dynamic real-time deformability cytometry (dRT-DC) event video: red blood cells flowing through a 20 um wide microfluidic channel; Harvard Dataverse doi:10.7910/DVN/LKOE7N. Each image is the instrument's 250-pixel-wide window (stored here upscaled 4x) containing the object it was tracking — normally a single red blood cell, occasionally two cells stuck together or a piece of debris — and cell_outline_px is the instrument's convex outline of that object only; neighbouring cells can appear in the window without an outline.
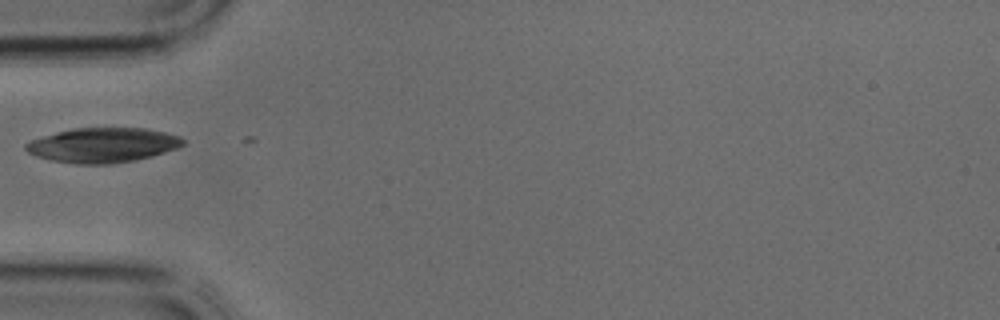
{"species": "common noctule bat (a hibernating species)", "species_latin": "Nyctalus noctula", "temperature_condition": "cold", "stored_images_in_passage": 20, "camera_frame_rate_fps": 3000, "um_per_image_px": 0.085, "animal": {"sex": "male", "body_mass_g": 17.9, "forearm_length_mm": 54.2}, "frame": {"image": 1, "passage_image": 1, "time_ms": 0.0, "image_size_px": [1000, 320], "cell_outline_px": [[184, 144], [180, 148], [152, 156], [136, 160], [112, 164], [76, 164], [48, 160], [36, 156], [28, 152], [24, 148], [24, 144], [32, 140], [44, 136], [76, 128], [148, 128], [180, 136], [184, 140]], "centroid_in_image_um": [8.77, 12.35], "position_along_channel_um": 76.2, "area_um2": 31.91}}
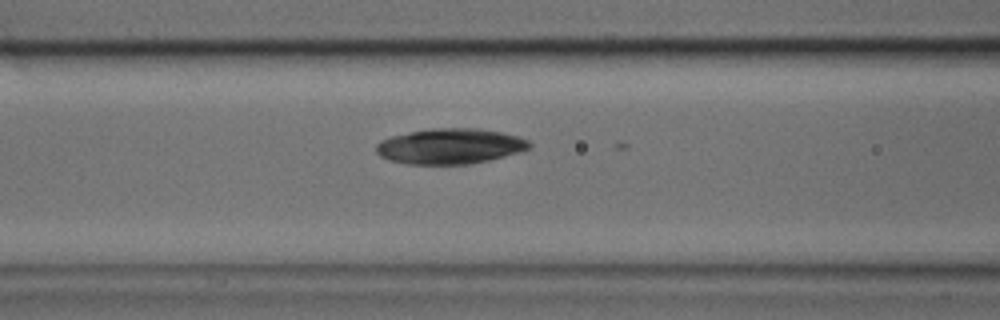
{"frame": {"image": 2, "passage_image": 4, "time_ms": 1.0, "image_size_px": [1000, 320], "cell_outline_px": [[532, 148], [520, 152], [488, 160], [468, 164], [408, 164], [388, 160], [380, 156], [376, 152], [376, 144], [380, 140], [392, 136], [432, 128], [480, 128], [500, 132], [516, 136], [528, 140], [532, 144]], "centroid_in_image_um": [38.26, 12.43], "position_along_channel_um": 128.3, "area_um2": 31.62}}